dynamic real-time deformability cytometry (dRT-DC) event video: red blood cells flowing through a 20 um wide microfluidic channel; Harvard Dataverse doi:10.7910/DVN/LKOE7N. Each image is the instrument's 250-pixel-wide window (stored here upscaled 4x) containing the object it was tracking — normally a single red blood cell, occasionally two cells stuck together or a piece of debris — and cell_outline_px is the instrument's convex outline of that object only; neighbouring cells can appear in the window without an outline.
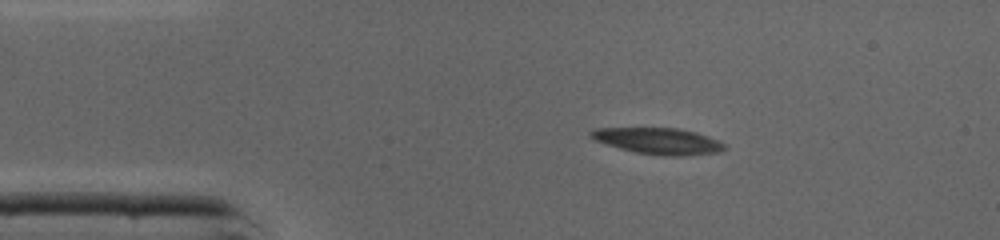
{"species": "common noctule bat (a hibernating species)", "species_latin": "Nyctalus noctula", "temperature_condition": "cold", "stored_images_in_passage": 46, "camera_frame_rate_fps": 3000, "um_per_image_px": 0.085, "animal": {"sex": "male", "body_mass_g": 19.0, "forearm_length_mm": 50.8}, "frame": {"image": 1, "passage_image": 7, "time_ms": 2.0, "image_size_px": [1000, 240], "cell_outline_px": [[724, 148], [720, 152], [680, 156], [664, 156], [636, 152], [620, 148], [596, 140], [588, 136], [588, 132], [596, 128], [676, 128], [696, 132], [716, 140], [724, 144]], "centroid_in_image_um": [55.93, 11.98], "position_along_channel_um": 29.1, "area_um2": 20.17}}
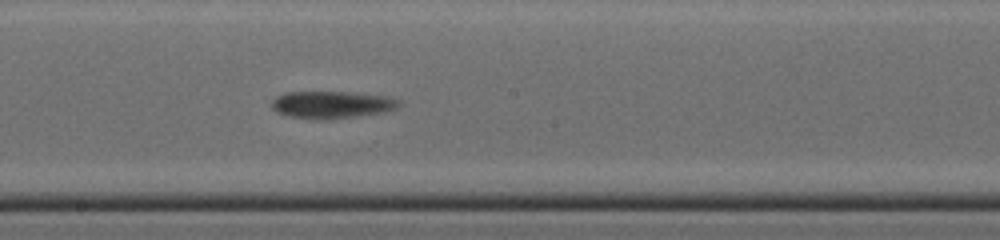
{"frame": {"image": 2, "passage_image": 24, "time_ms": 7.667, "image_size_px": [1000, 240], "cell_outline_px": [[400, 104], [396, 108], [384, 112], [352, 116], [292, 116], [276, 112], [272, 108], [272, 100], [276, 96], [288, 92], [344, 92], [384, 96], [400, 100]], "centroid_in_image_um": [28.2, 8.84], "position_along_channel_um": 220.0, "area_um2": 18.9}}
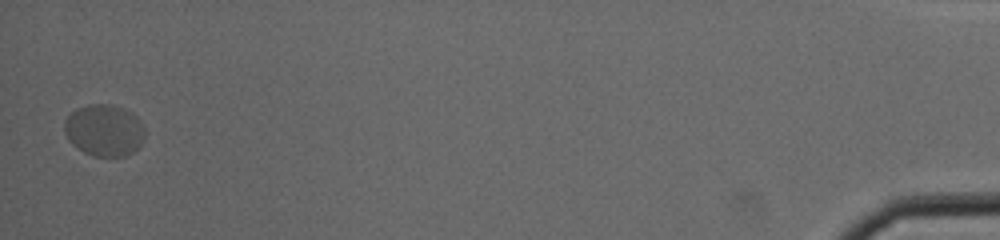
{"frame": {"image": 3, "passage_image": 46, "time_ms": 15.0, "image_size_px": [1000, 240], "cell_outline_px": [[144, 140], [132, 152], [124, 156], [92, 156], [84, 152], [72, 144], [68, 140], [64, 132], [64, 120], [68, 112], [76, 108], [88, 104], [112, 104], [136, 116], [144, 124]], "centroid_in_image_um": [8.82, 11.06], "position_along_channel_um": 426.4, "area_um2": 24.45}}